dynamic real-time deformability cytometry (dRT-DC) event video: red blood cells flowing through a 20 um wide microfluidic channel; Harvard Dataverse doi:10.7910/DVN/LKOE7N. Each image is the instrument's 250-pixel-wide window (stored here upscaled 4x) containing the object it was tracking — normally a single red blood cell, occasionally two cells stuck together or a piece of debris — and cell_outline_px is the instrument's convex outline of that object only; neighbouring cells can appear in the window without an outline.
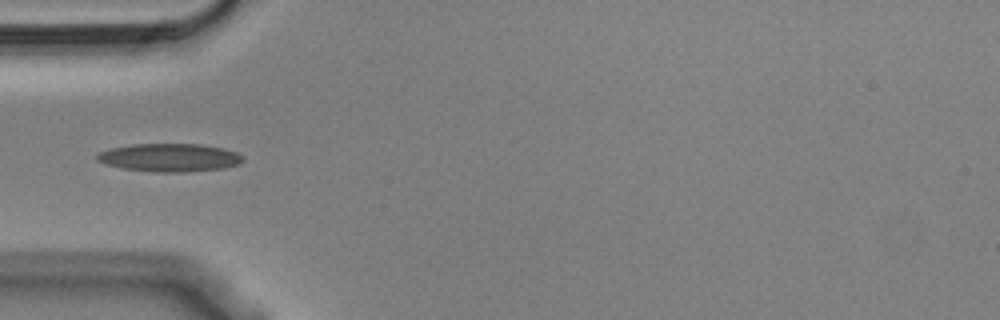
{"species": "Egyptian fruit bat (a non-hibernating species)", "species_latin": "Rousettus aegyptiacus", "temperature_condition": "cold", "stored_images_in_passage": 5, "camera_frame_rate_fps": 3000, "um_per_image_px": 0.085, "animal": {"sex": "male"}, "frame": {"image": 1, "passage_image": 1, "time_ms": 0.0, "image_size_px": [1000, 320], "cell_outline_px": [[244, 160], [236, 164], [224, 168], [184, 172], [156, 172], [124, 168], [104, 164], [96, 160], [96, 156], [100, 152], [112, 148], [132, 144], [200, 144], [224, 148], [236, 152], [244, 156]], "centroid_in_image_um": [14.42, 13.39], "position_along_channel_um": 70.6, "area_um2": 23.81}}
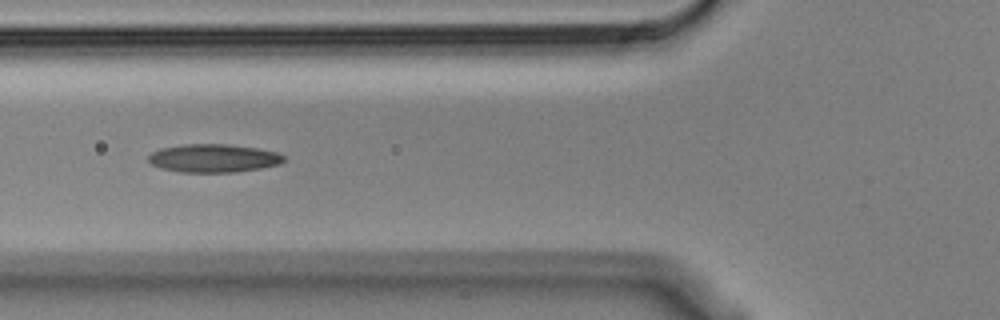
{"frame": {"image": 2, "passage_image": 4, "time_ms": 1.0, "image_size_px": [1000, 320], "cell_outline_px": [[284, 160], [280, 164], [260, 168], [232, 172], [180, 172], [160, 168], [152, 164], [148, 160], [148, 156], [152, 152], [160, 148], [184, 144], [228, 144], [256, 148], [276, 152], [284, 156]], "centroid_in_image_um": [18.12, 13.44], "position_along_channel_um": 107.7, "area_um2": 22.2}}